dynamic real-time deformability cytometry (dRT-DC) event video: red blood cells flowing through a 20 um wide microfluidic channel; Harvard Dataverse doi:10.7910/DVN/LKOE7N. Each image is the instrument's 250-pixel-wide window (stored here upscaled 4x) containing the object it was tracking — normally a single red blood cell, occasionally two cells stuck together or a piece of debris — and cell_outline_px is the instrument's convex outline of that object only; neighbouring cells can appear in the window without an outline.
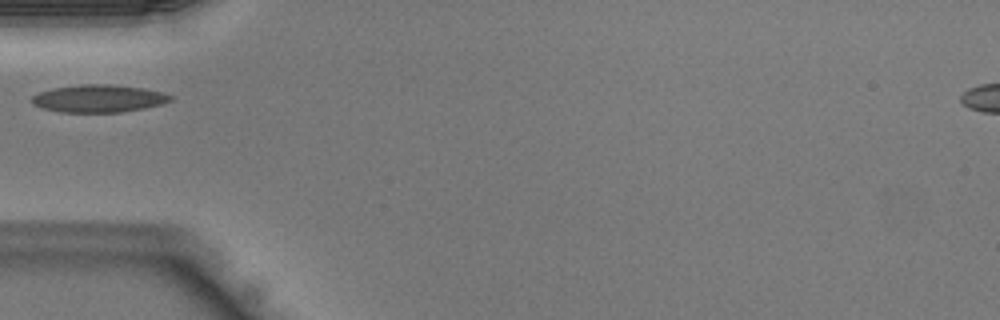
{"species": "Egyptian fruit bat (a non-hibernating species)", "species_latin": "Rousettus aegyptiacus", "temperature_condition": "warm", "stored_images_in_passage": 24, "camera_frame_rate_fps": 3000, "um_per_image_px": 0.085, "animal": {"sex": "male"}, "frame": {"image": 1, "passage_image": 1, "time_ms": 0.0, "image_size_px": [1000, 320], "cell_outline_px": [[172, 100], [160, 104], [144, 108], [120, 112], [60, 112], [40, 108], [32, 104], [32, 96], [40, 92], [52, 88], [80, 84], [112, 84], [144, 88], [164, 92], [172, 96]], "centroid_in_image_um": [8.37, 8.37], "position_along_channel_um": 76.6, "area_um2": 22.37}}
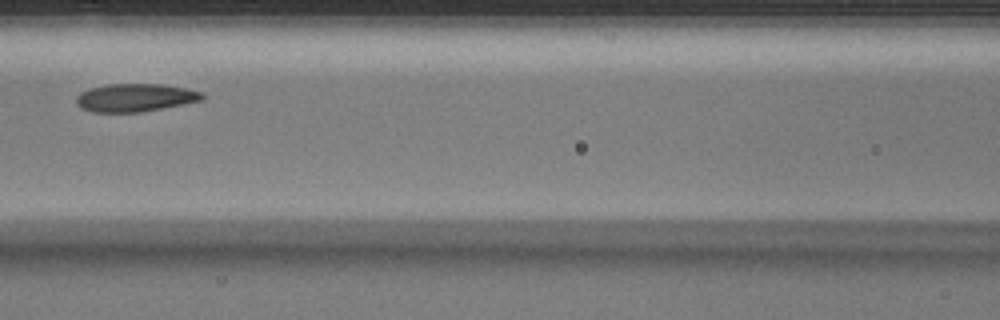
{"frame": {"image": 2, "passage_image": 6, "time_ms": 1.667, "image_size_px": [1000, 320], "cell_outline_px": [[204, 100], [184, 104], [140, 112], [92, 112], [80, 108], [76, 104], [76, 96], [80, 92], [92, 88], [108, 84], [164, 84], [188, 88], [200, 92], [204, 96]], "centroid_in_image_um": [11.49, 8.3], "position_along_channel_um": 155.1, "area_um2": 20.63}}
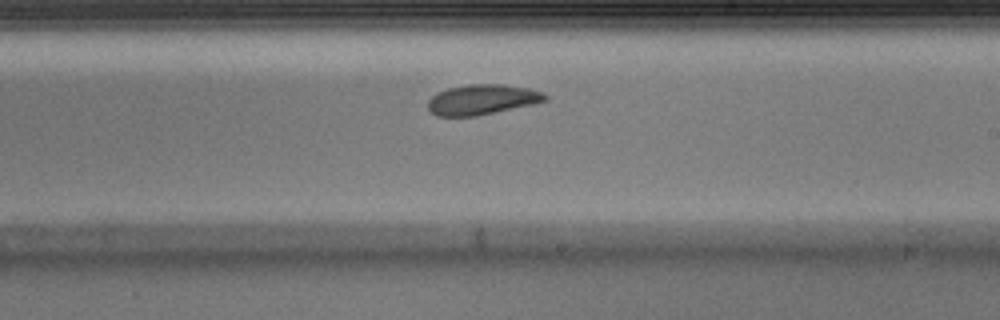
{"frame": {"image": 3, "passage_image": 12, "time_ms": 3.667, "image_size_px": [1000, 320], "cell_outline_px": [[548, 100], [532, 104], [476, 116], [436, 116], [428, 108], [428, 100], [432, 96], [448, 88], [468, 84], [504, 84], [528, 88], [540, 92], [548, 96]], "centroid_in_image_um": [40.97, 8.46], "position_along_channel_um": 248.0, "area_um2": 20.4}}